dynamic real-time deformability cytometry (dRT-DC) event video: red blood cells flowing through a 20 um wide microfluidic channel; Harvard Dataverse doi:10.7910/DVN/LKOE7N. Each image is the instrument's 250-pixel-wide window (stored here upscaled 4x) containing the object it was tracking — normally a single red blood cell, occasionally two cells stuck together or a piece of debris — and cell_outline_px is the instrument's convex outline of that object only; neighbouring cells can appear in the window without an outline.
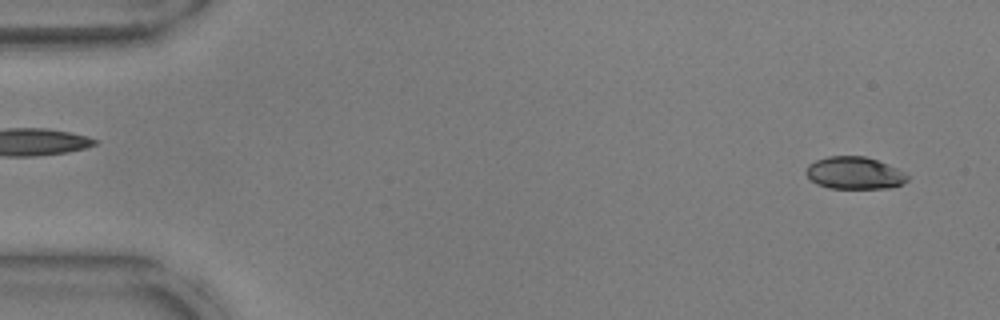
{"species": "common noctule bat (a hibernating species)", "species_latin": "Nyctalus noctula", "temperature_condition": "warm", "stored_images_in_passage": 17, "camera_frame_rate_fps": 3000, "um_per_image_px": 0.085, "animal": {"sex": "male", "body_mass_g": 17.9, "forearm_length_mm": 54.2}, "frame": {"image": 1, "passage_image": 3, "time_ms": 0.667, "image_size_px": [1000, 320], "cell_outline_px": [[908, 180], [900, 184], [888, 188], [828, 188], [816, 184], [804, 172], [808, 164], [816, 160], [828, 156], [864, 156], [876, 160], [896, 168], [908, 176]], "centroid_in_image_um": [72.57, 14.7], "position_along_channel_um": 12.4, "area_um2": 18.9}}
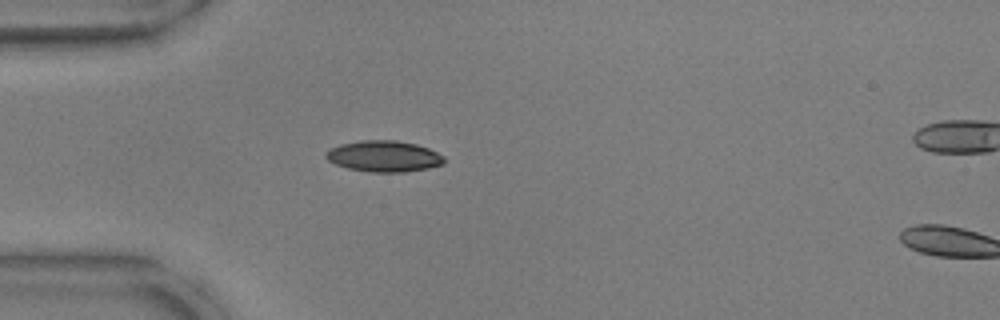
{"frame": {"image": 2, "passage_image": 15, "time_ms": 4.667, "image_size_px": [1000, 320], "cell_outline_px": [[444, 164], [428, 168], [404, 172], [368, 172], [348, 168], [336, 164], [328, 160], [324, 156], [324, 152], [340, 144], [360, 140], [396, 140], [416, 144], [428, 148], [444, 156]], "centroid_in_image_um": [32.62, 13.28], "position_along_channel_um": 52.4, "area_um2": 21.5}}